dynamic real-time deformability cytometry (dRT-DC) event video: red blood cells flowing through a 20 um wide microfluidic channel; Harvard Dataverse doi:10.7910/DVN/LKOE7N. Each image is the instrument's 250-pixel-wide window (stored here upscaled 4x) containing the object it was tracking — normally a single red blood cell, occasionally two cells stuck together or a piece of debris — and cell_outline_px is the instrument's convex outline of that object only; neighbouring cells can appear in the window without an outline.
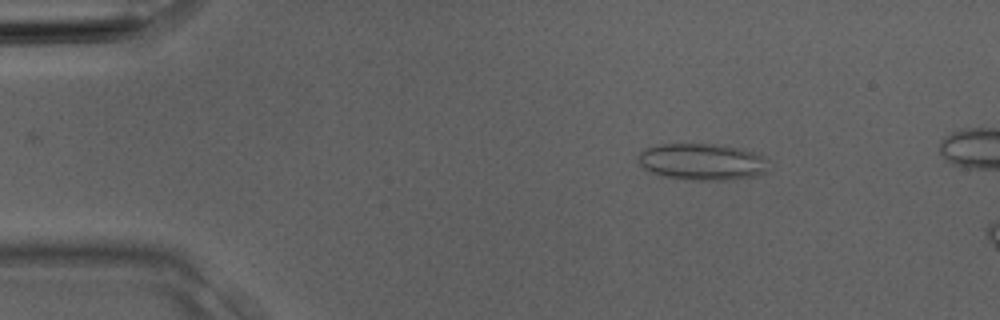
{"species": "Egyptian fruit bat (a non-hibernating species)", "species_latin": "Rousettus aegyptiacus", "temperature_condition": "room temperature", "stored_images_in_passage": 4, "camera_frame_rate_fps": 3000, "um_per_image_px": 0.085, "animal": {"sex": "male"}, "frame": {"image": 1, "passage_image": 1, "time_ms": 0.0, "image_size_px": [1000, 320], "cell_outline_px": [[764, 172], [752, 176], [732, 180], [692, 180], [664, 176], [652, 172], [644, 168], [636, 160], [636, 156], [644, 148], [660, 144], [716, 144], [740, 148], [764, 156]], "centroid_in_image_um": [59.59, 13.74], "position_along_channel_um": 25.4, "area_um2": 27.63}}